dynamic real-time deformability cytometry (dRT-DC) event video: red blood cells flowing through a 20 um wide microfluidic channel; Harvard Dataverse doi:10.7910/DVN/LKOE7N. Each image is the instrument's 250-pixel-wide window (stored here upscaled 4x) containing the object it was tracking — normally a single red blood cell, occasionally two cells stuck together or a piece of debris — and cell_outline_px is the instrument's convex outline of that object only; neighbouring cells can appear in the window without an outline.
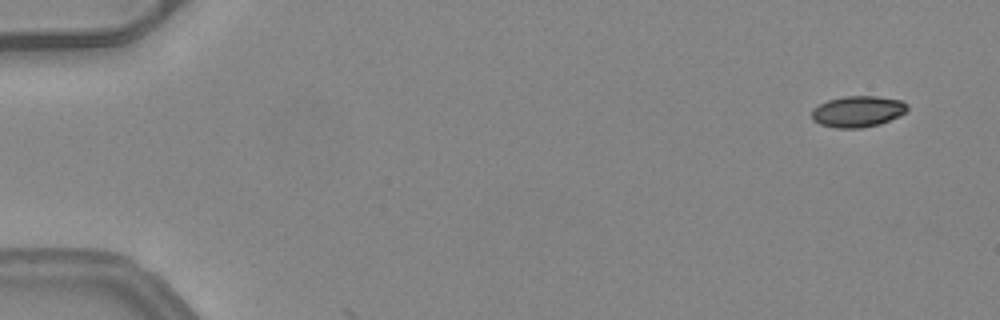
{"species": "common noctule bat (a hibernating species)", "species_latin": "Nyctalus noctula", "temperature_condition": "warm", "stored_images_in_passage": 6, "camera_frame_rate_fps": 3000, "um_per_image_px": 0.085, "animal": {"sex": "female", "body_mass_g": 24.6, "forearm_length_mm": 56.2}, "frame": {"image": 1, "passage_image": 1, "time_ms": 0.0, "image_size_px": [1000, 320], "cell_outline_px": [[908, 108], [900, 116], [880, 124], [860, 128], [836, 128], [820, 124], [812, 120], [812, 108], [828, 100], [844, 96], [876, 96], [900, 100], [908, 104]], "centroid_in_image_um": [72.9, 9.48], "position_along_channel_um": 12.1, "area_um2": 17.4}}